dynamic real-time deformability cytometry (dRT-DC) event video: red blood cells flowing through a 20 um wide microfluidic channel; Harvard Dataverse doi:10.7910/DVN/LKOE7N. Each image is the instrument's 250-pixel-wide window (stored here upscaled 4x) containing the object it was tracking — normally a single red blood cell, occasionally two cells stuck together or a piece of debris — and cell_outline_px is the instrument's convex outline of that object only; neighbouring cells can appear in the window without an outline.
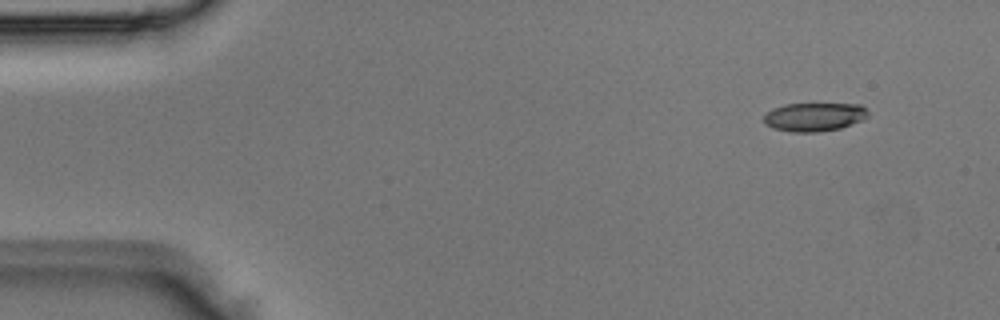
{"species": "Egyptian fruit bat (a non-hibernating species)", "species_latin": "Rousettus aegyptiacus", "temperature_condition": "room temperature", "stored_images_in_passage": 3, "camera_frame_rate_fps": 3000, "um_per_image_px": 0.085, "animal": {"sex": "male"}, "frame": {"image": 1, "passage_image": 1, "time_ms": 0.0, "image_size_px": [1000, 320], "cell_outline_px": [[868, 116], [860, 120], [840, 128], [816, 132], [792, 132], [772, 128], [764, 124], [764, 116], [772, 108], [784, 104], [860, 104], [868, 112]], "centroid_in_image_um": [69.16, 9.93], "position_along_channel_um": 15.8, "area_um2": 17.22}}
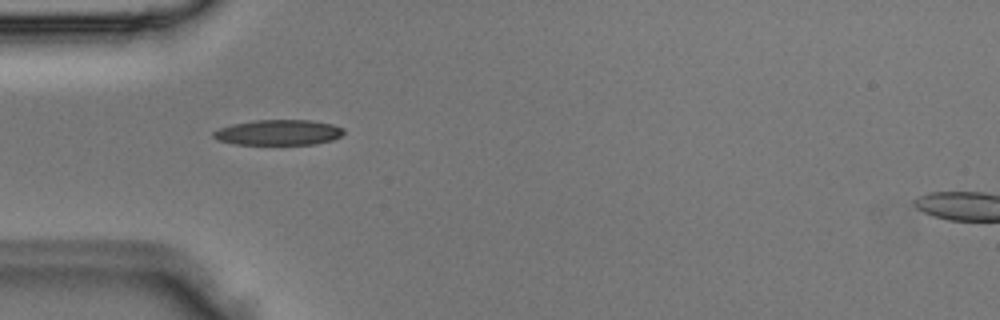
{"frame": {"image": 2, "passage_image": 3, "time_ms": 0.667, "image_size_px": [1000, 320], "cell_outline_px": [[344, 132], [340, 136], [332, 140], [316, 144], [232, 144], [216, 140], [212, 136], [212, 132], [220, 128], [232, 124], [252, 120], [312, 120], [332, 124], [344, 128]], "centroid_in_image_um": [23.65, 11.25], "position_along_channel_um": 61.4, "area_um2": 19.42}}